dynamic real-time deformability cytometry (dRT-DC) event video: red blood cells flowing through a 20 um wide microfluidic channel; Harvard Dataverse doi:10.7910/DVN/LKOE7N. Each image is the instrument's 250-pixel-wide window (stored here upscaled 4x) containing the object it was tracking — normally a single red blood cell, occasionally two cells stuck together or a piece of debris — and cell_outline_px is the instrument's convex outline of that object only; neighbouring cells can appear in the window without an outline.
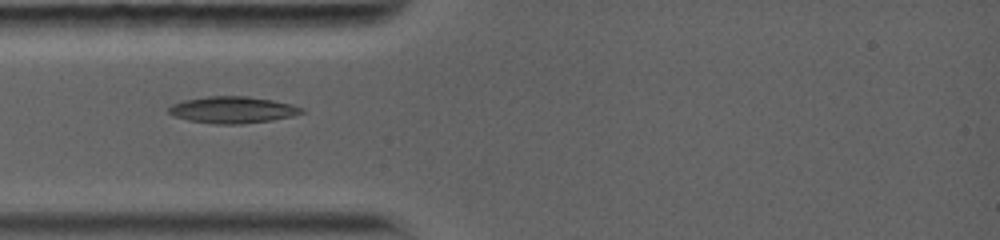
{"species": "common noctule bat (a hibernating species)", "species_latin": "Nyctalus noctula", "temperature_condition": "warm", "stored_images_in_passage": 25, "camera_frame_rate_fps": 5000, "um_per_image_px": 0.085, "animal": {"sex": "female", "body_mass_g": 19.0, "forearm_length_mm": 56.7}, "frame": {"image": 1, "passage_image": 1, "time_ms": 0.0, "image_size_px": [1000, 240], "cell_outline_px": [[304, 112], [292, 116], [272, 120], [240, 124], [216, 124], [188, 120], [176, 116], [168, 112], [168, 108], [172, 104], [184, 100], [208, 96], [244, 96], [272, 100], [292, 104], [304, 108]], "centroid_in_image_um": [19.79, 9.33], "position_along_channel_um": 65.2, "area_um2": 20.52}}
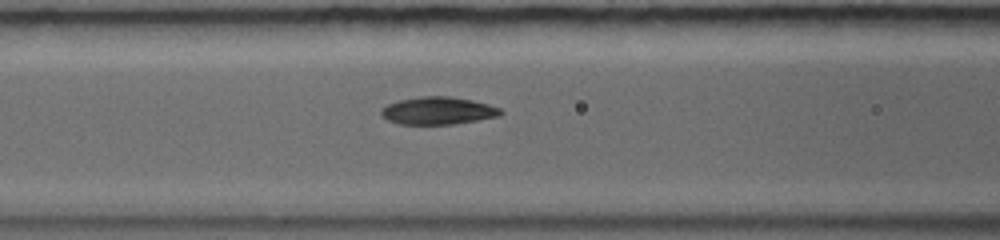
{"frame": {"image": 2, "passage_image": 14, "time_ms": 1.6, "image_size_px": [1000, 240], "cell_outline_px": [[504, 112], [500, 116], [452, 124], [400, 124], [388, 120], [380, 116], [380, 108], [388, 104], [400, 100], [420, 96], [448, 96], [472, 100], [488, 104], [500, 108]], "centroid_in_image_um": [37.21, 9.41], "position_along_channel_um": 129.4, "area_um2": 19.19}}
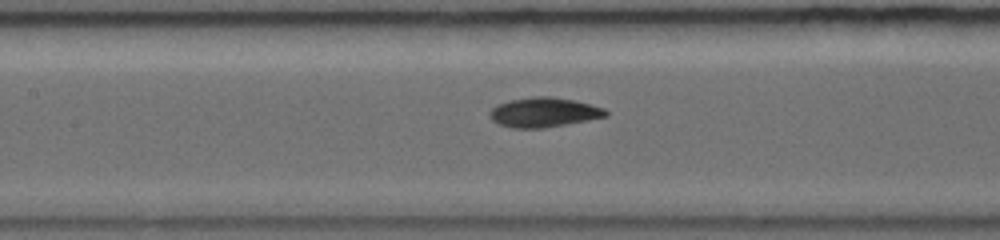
{"frame": {"image": 3, "passage_image": 21, "time_ms": 2.4, "image_size_px": [1000, 240], "cell_outline_px": [[608, 116], [588, 120], [544, 128], [512, 128], [500, 124], [492, 120], [488, 116], [488, 112], [496, 104], [508, 100], [532, 96], [552, 96], [592, 104], [604, 108], [608, 112]], "centroid_in_image_um": [46.2, 9.54], "position_along_channel_um": 161.2, "area_um2": 20.23}}